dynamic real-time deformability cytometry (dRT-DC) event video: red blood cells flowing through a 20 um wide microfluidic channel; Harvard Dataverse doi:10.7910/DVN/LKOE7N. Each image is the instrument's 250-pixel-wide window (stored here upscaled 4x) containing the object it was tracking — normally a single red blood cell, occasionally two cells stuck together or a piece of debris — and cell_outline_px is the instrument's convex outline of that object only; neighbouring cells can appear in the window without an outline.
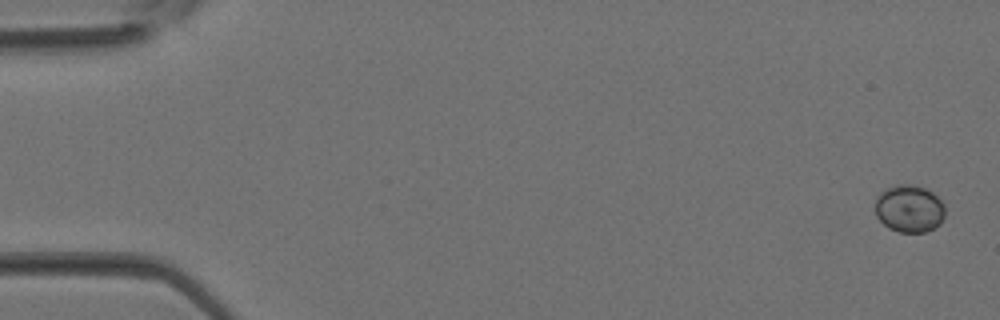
{"species": "Egyptian fruit bat (a non-hibernating species)", "species_latin": "Rousettus aegyptiacus", "temperature_condition": "room temperature", "stored_images_in_passage": 3, "camera_frame_rate_fps": 3000, "um_per_image_px": 0.085, "animal": {"sex": "female"}, "frame": {"image": 1, "passage_image": 1, "time_ms": 0.0, "image_size_px": [1000, 320], "cell_outline_px": [[944, 216], [940, 224], [924, 232], [900, 232], [888, 228], [876, 216], [876, 196], [880, 192], [896, 184], [912, 184], [924, 188], [932, 192], [944, 204]], "centroid_in_image_um": [77.28, 17.73], "position_along_channel_um": 7.7, "area_um2": 19.25}}
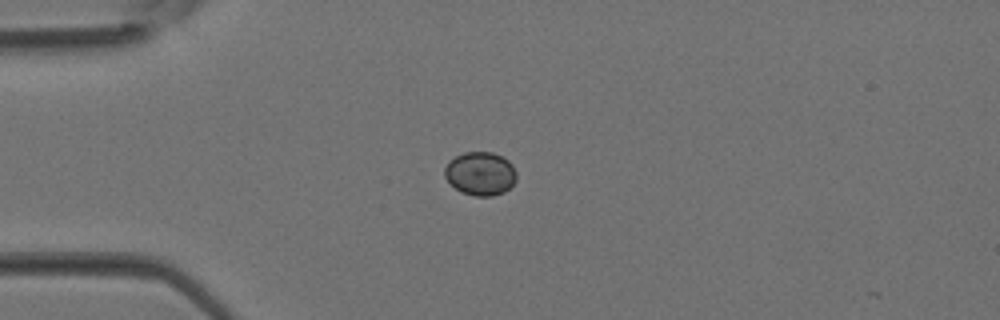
{"frame": {"image": 2, "passage_image": 3, "time_ms": 0.667, "image_size_px": [1000, 320], "cell_outline_px": [[516, 180], [504, 192], [492, 196], [472, 196], [460, 192], [444, 176], [444, 168], [456, 156], [464, 152], [492, 152], [508, 160], [512, 164], [516, 172]], "centroid_in_image_um": [40.84, 14.76], "position_along_channel_um": 44.2, "area_um2": 18.09}}